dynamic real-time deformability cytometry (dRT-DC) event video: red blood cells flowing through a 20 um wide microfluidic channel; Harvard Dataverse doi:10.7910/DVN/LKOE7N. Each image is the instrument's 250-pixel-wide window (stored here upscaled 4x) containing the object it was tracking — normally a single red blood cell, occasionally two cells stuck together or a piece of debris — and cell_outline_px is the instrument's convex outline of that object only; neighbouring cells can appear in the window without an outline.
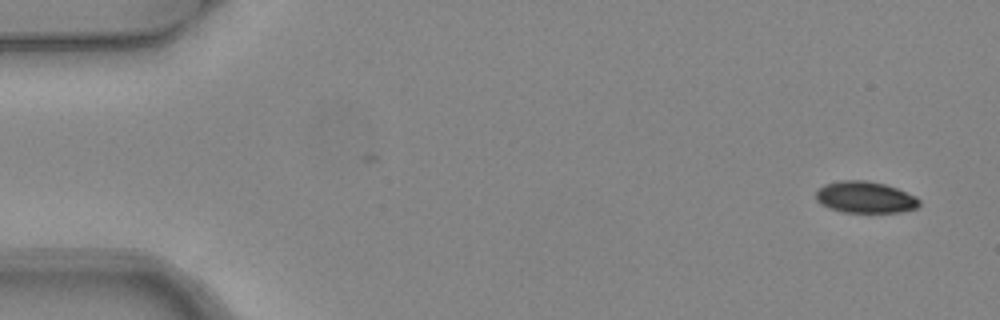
{"species": "common noctule bat (a hibernating species)", "species_latin": "Nyctalus noctula", "temperature_condition": "warm", "stored_images_in_passage": 6, "camera_frame_rate_fps": 3000, "um_per_image_px": 0.085, "animal": {"sex": "female", "body_mass_g": 24.6, "forearm_length_mm": 56.2}, "frame": {"image": 1, "passage_image": 1, "time_ms": 0.0, "image_size_px": [1000, 320], "cell_outline_px": [[920, 204], [916, 208], [900, 212], [844, 212], [828, 208], [820, 204], [816, 200], [816, 192], [824, 184], [840, 180], [864, 180], [884, 184], [896, 188], [916, 196], [920, 200]], "centroid_in_image_um": [73.52, 16.77], "position_along_channel_um": 11.5, "area_um2": 19.02}}
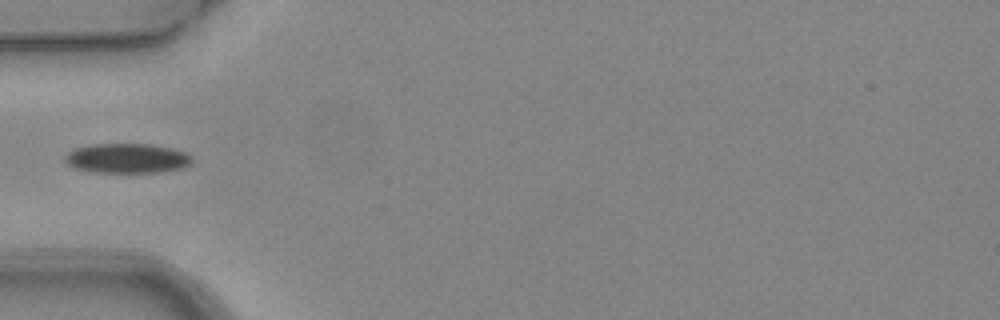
{"frame": {"image": 2, "passage_image": 5, "time_ms": 1.333, "image_size_px": [1000, 320], "cell_outline_px": [[192, 164], [184, 168], [160, 172], [92, 172], [76, 168], [68, 164], [64, 160], [64, 156], [72, 148], [92, 144], [152, 144], [172, 148], [184, 152], [192, 156]], "centroid_in_image_um": [10.81, 13.45], "position_along_channel_um": 74.2, "area_um2": 22.2}}
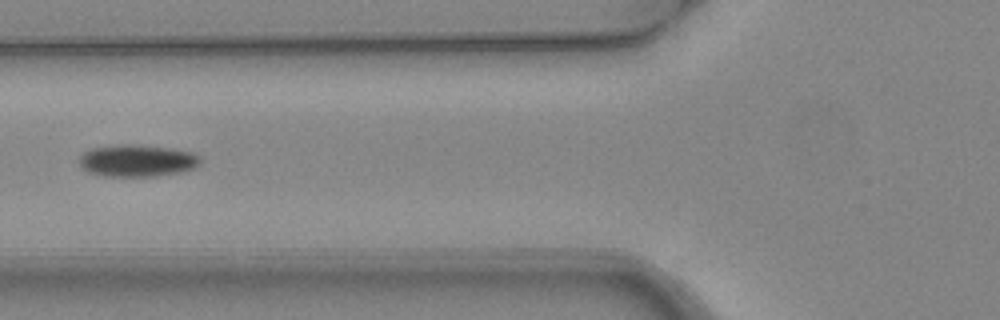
{"frame": {"image": 3, "passage_image": 6, "time_ms": 1.667, "image_size_px": [1000, 320], "cell_outline_px": [[200, 164], [196, 168], [180, 172], [156, 176], [104, 176], [88, 172], [80, 168], [80, 156], [84, 152], [92, 148], [120, 144], [136, 144], [172, 148], [192, 152], [200, 156]], "centroid_in_image_um": [11.67, 13.65], "position_along_channel_um": 114.1, "area_um2": 22.83}}